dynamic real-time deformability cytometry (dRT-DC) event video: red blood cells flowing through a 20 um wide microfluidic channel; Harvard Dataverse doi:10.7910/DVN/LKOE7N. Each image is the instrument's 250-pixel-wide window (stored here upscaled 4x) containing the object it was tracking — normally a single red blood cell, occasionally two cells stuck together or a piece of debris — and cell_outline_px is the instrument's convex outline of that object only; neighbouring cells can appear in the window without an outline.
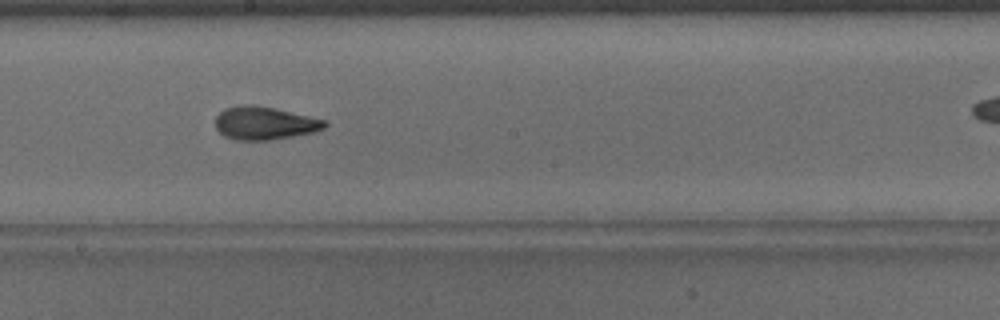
{"species": "common noctule bat (a hibernating species)", "species_latin": "Nyctalus noctula", "temperature_condition": "warm", "stored_images_in_passage": 41, "camera_frame_rate_fps": 3000, "um_per_image_px": 0.085, "animal": {"sex": "male", "body_mass_g": 15.6}, "frame": {"image": 1, "passage_image": 27, "time_ms": 8.667, "image_size_px": [1000, 320], "cell_outline_px": [[328, 124], [324, 128], [312, 132], [292, 136], [268, 140], [236, 140], [224, 136], [216, 128], [216, 116], [224, 108], [276, 108], [328, 120]], "centroid_in_image_um": [22.55, 10.51], "position_along_channel_um": 225.7, "area_um2": 20.29}}
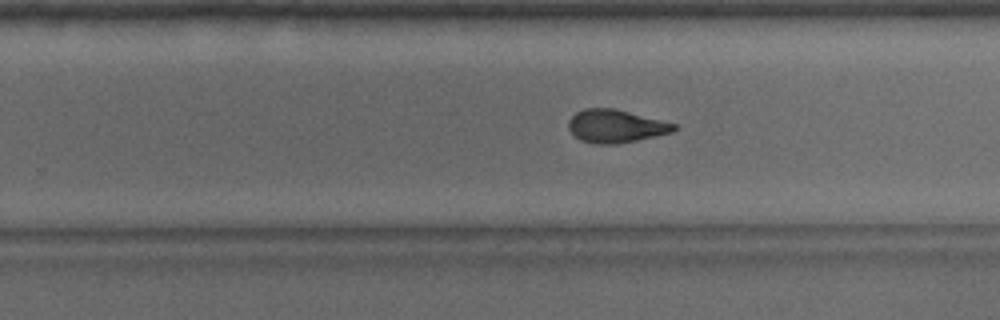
{"frame": {"image": 2, "passage_image": 31, "time_ms": 10.0, "image_size_px": [1000, 320], "cell_outline_px": [[676, 128], [672, 132], [636, 140], [616, 144], [596, 144], [580, 140], [568, 128], [568, 120], [576, 112], [584, 108], [616, 108], [676, 124]], "centroid_in_image_um": [52.3, 10.71], "position_along_channel_um": 277.5, "area_um2": 20.17}}
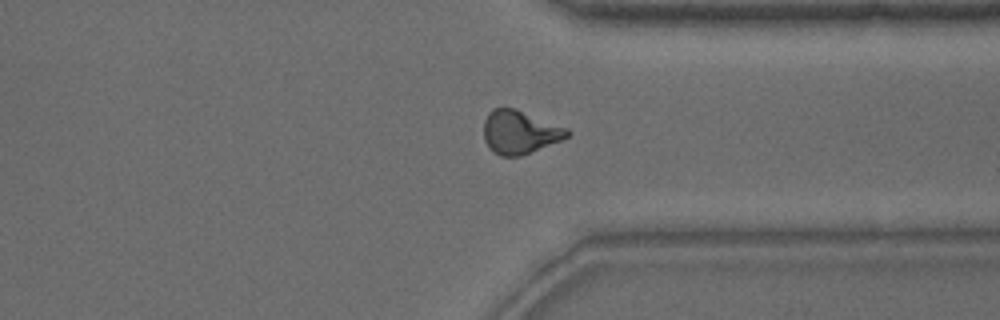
{"frame": {"image": 3, "passage_image": 38, "time_ms": 12.333, "image_size_px": [1000, 320], "cell_outline_px": [[572, 132], [568, 136], [560, 140], [520, 156], [500, 156], [492, 152], [484, 140], [484, 120], [488, 112], [492, 108], [512, 108], [568, 128]], "centroid_in_image_um": [44.14, 11.24], "position_along_channel_um": 367.3, "area_um2": 20.87}}